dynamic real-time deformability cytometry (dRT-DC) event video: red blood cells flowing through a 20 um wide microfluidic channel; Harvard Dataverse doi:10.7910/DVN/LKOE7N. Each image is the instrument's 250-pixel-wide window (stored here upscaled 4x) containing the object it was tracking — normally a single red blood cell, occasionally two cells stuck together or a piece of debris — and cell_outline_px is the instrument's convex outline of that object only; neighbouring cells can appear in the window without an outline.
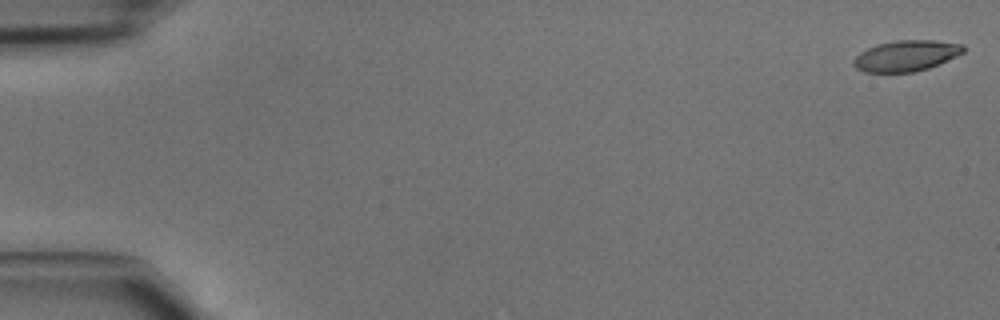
{"species": "common noctule bat (a hibernating species)", "species_latin": "Nyctalus noctula", "temperature_condition": "cold", "stored_images_in_passage": 46, "camera_frame_rate_fps": 3000, "um_per_image_px": 0.085, "animal": {"sex": "male", "body_mass_g": 15.6}, "frame": {"image": 1, "passage_image": 1, "time_ms": 0.0, "image_size_px": [1000, 320], "cell_outline_px": [[964, 52], [956, 56], [928, 68], [916, 72], [864, 72], [856, 68], [852, 64], [852, 60], [860, 52], [868, 48], [880, 44], [896, 40], [932, 40], [964, 44]], "centroid_in_image_um": [77.01, 4.74], "position_along_channel_um": 8.0, "area_um2": 19.65}}
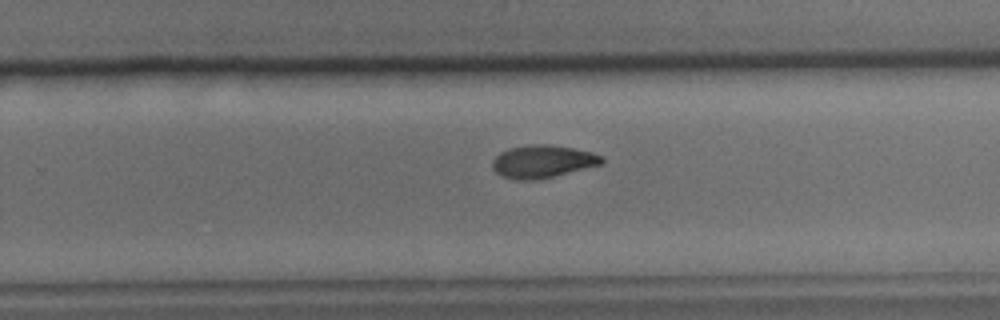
{"frame": {"image": 2, "passage_image": 30, "time_ms": 9.667, "image_size_px": [1000, 320], "cell_outline_px": [[604, 164], [536, 180], [516, 180], [500, 176], [492, 168], [492, 160], [500, 152], [508, 148], [528, 144], [548, 144], [572, 148], [592, 152], [604, 156]], "centroid_in_image_um": [46.12, 13.72], "position_along_channel_um": 283.7, "area_um2": 21.1}}
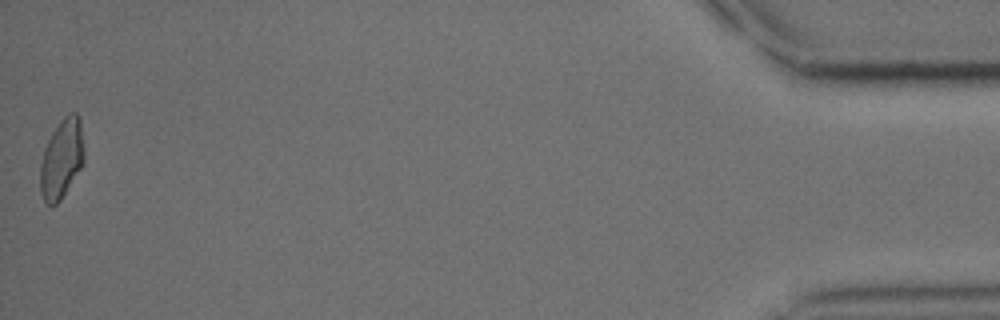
{"frame": {"image": 3, "passage_image": 46, "time_ms": 15.0, "image_size_px": [1000, 320], "cell_outline_px": [[84, 164], [60, 200], [56, 204], [48, 204], [44, 200], [40, 192], [40, 164], [44, 148], [52, 132], [64, 116], [68, 112], [76, 112], [80, 116], [84, 148]], "centroid_in_image_um": [5.26, 13.46], "position_along_channel_um": 429.9, "area_um2": 20.46}}